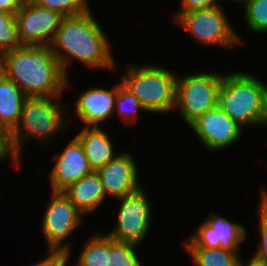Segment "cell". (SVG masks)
<instances>
[{"mask_svg":"<svg viewBox=\"0 0 267 266\" xmlns=\"http://www.w3.org/2000/svg\"><path fill=\"white\" fill-rule=\"evenodd\" d=\"M223 6V7H222ZM224 5L193 10L187 13H173V21L188 32L194 41L202 46H220L231 50L242 44V37L230 24Z\"/></svg>","mask_w":267,"mask_h":266,"instance_id":"cell-6","label":"cell"},{"mask_svg":"<svg viewBox=\"0 0 267 266\" xmlns=\"http://www.w3.org/2000/svg\"><path fill=\"white\" fill-rule=\"evenodd\" d=\"M0 72L17 84L26 97H58L70 89V78L50 45H22L4 53L0 57Z\"/></svg>","mask_w":267,"mask_h":266,"instance_id":"cell-2","label":"cell"},{"mask_svg":"<svg viewBox=\"0 0 267 266\" xmlns=\"http://www.w3.org/2000/svg\"><path fill=\"white\" fill-rule=\"evenodd\" d=\"M42 8L60 13L64 17L83 14L90 8L87 0H32Z\"/></svg>","mask_w":267,"mask_h":266,"instance_id":"cell-25","label":"cell"},{"mask_svg":"<svg viewBox=\"0 0 267 266\" xmlns=\"http://www.w3.org/2000/svg\"><path fill=\"white\" fill-rule=\"evenodd\" d=\"M139 245L118 242L110 238V254H109V266H142L137 255V248Z\"/></svg>","mask_w":267,"mask_h":266,"instance_id":"cell-23","label":"cell"},{"mask_svg":"<svg viewBox=\"0 0 267 266\" xmlns=\"http://www.w3.org/2000/svg\"><path fill=\"white\" fill-rule=\"evenodd\" d=\"M238 266H267V264L259 262L258 260L251 257L248 260H244V261L241 259Z\"/></svg>","mask_w":267,"mask_h":266,"instance_id":"cell-32","label":"cell"},{"mask_svg":"<svg viewBox=\"0 0 267 266\" xmlns=\"http://www.w3.org/2000/svg\"><path fill=\"white\" fill-rule=\"evenodd\" d=\"M207 216L193 235L183 241V246L240 251V245L247 239L245 225L232 222L217 213L211 212Z\"/></svg>","mask_w":267,"mask_h":266,"instance_id":"cell-11","label":"cell"},{"mask_svg":"<svg viewBox=\"0 0 267 266\" xmlns=\"http://www.w3.org/2000/svg\"><path fill=\"white\" fill-rule=\"evenodd\" d=\"M237 4L244 5V19L254 34L267 33V0H240Z\"/></svg>","mask_w":267,"mask_h":266,"instance_id":"cell-22","label":"cell"},{"mask_svg":"<svg viewBox=\"0 0 267 266\" xmlns=\"http://www.w3.org/2000/svg\"><path fill=\"white\" fill-rule=\"evenodd\" d=\"M189 127L211 152L230 148L241 138L243 128L217 105L194 120Z\"/></svg>","mask_w":267,"mask_h":266,"instance_id":"cell-12","label":"cell"},{"mask_svg":"<svg viewBox=\"0 0 267 266\" xmlns=\"http://www.w3.org/2000/svg\"><path fill=\"white\" fill-rule=\"evenodd\" d=\"M94 16L89 8L83 14L64 17L50 44L67 77L72 62L93 70L116 68L111 40Z\"/></svg>","mask_w":267,"mask_h":266,"instance_id":"cell-1","label":"cell"},{"mask_svg":"<svg viewBox=\"0 0 267 266\" xmlns=\"http://www.w3.org/2000/svg\"><path fill=\"white\" fill-rule=\"evenodd\" d=\"M260 198V206L258 207L259 219V236L261 237L257 246V251L251 254L250 257L258 260L259 262L267 264V190L262 187Z\"/></svg>","mask_w":267,"mask_h":266,"instance_id":"cell-26","label":"cell"},{"mask_svg":"<svg viewBox=\"0 0 267 266\" xmlns=\"http://www.w3.org/2000/svg\"><path fill=\"white\" fill-rule=\"evenodd\" d=\"M117 84L111 89L91 87L82 92L75 102V112L84 127L101 126L114 114Z\"/></svg>","mask_w":267,"mask_h":266,"instance_id":"cell-15","label":"cell"},{"mask_svg":"<svg viewBox=\"0 0 267 266\" xmlns=\"http://www.w3.org/2000/svg\"><path fill=\"white\" fill-rule=\"evenodd\" d=\"M184 75H177L174 111H179L178 114L189 126L218 105V92L224 73L206 70Z\"/></svg>","mask_w":267,"mask_h":266,"instance_id":"cell-7","label":"cell"},{"mask_svg":"<svg viewBox=\"0 0 267 266\" xmlns=\"http://www.w3.org/2000/svg\"><path fill=\"white\" fill-rule=\"evenodd\" d=\"M121 83L140 101L150 113L174 112L176 103L177 75L157 64H127Z\"/></svg>","mask_w":267,"mask_h":266,"instance_id":"cell-5","label":"cell"},{"mask_svg":"<svg viewBox=\"0 0 267 266\" xmlns=\"http://www.w3.org/2000/svg\"><path fill=\"white\" fill-rule=\"evenodd\" d=\"M75 137L83 147L89 167L95 172L118 155L109 134L102 126H83Z\"/></svg>","mask_w":267,"mask_h":266,"instance_id":"cell-16","label":"cell"},{"mask_svg":"<svg viewBox=\"0 0 267 266\" xmlns=\"http://www.w3.org/2000/svg\"><path fill=\"white\" fill-rule=\"evenodd\" d=\"M222 4V0H181L180 9L175 13H187L193 10H200Z\"/></svg>","mask_w":267,"mask_h":266,"instance_id":"cell-27","label":"cell"},{"mask_svg":"<svg viewBox=\"0 0 267 266\" xmlns=\"http://www.w3.org/2000/svg\"><path fill=\"white\" fill-rule=\"evenodd\" d=\"M25 98L18 85L0 72V123L10 132L19 123Z\"/></svg>","mask_w":267,"mask_h":266,"instance_id":"cell-18","label":"cell"},{"mask_svg":"<svg viewBox=\"0 0 267 266\" xmlns=\"http://www.w3.org/2000/svg\"><path fill=\"white\" fill-rule=\"evenodd\" d=\"M68 263V255L61 251H48L43 260L31 266H65Z\"/></svg>","mask_w":267,"mask_h":266,"instance_id":"cell-28","label":"cell"},{"mask_svg":"<svg viewBox=\"0 0 267 266\" xmlns=\"http://www.w3.org/2000/svg\"><path fill=\"white\" fill-rule=\"evenodd\" d=\"M0 144H13L11 132L0 123Z\"/></svg>","mask_w":267,"mask_h":266,"instance_id":"cell-31","label":"cell"},{"mask_svg":"<svg viewBox=\"0 0 267 266\" xmlns=\"http://www.w3.org/2000/svg\"><path fill=\"white\" fill-rule=\"evenodd\" d=\"M247 72L223 75L218 105L244 130L250 126L267 127V85Z\"/></svg>","mask_w":267,"mask_h":266,"instance_id":"cell-3","label":"cell"},{"mask_svg":"<svg viewBox=\"0 0 267 266\" xmlns=\"http://www.w3.org/2000/svg\"><path fill=\"white\" fill-rule=\"evenodd\" d=\"M96 172L103 184L106 198H123L142 187L137 162L130 150H125ZM130 152V153H129Z\"/></svg>","mask_w":267,"mask_h":266,"instance_id":"cell-13","label":"cell"},{"mask_svg":"<svg viewBox=\"0 0 267 266\" xmlns=\"http://www.w3.org/2000/svg\"><path fill=\"white\" fill-rule=\"evenodd\" d=\"M24 2L25 0H0V11L15 14Z\"/></svg>","mask_w":267,"mask_h":266,"instance_id":"cell-30","label":"cell"},{"mask_svg":"<svg viewBox=\"0 0 267 266\" xmlns=\"http://www.w3.org/2000/svg\"><path fill=\"white\" fill-rule=\"evenodd\" d=\"M21 46L15 14L0 11V57Z\"/></svg>","mask_w":267,"mask_h":266,"instance_id":"cell-24","label":"cell"},{"mask_svg":"<svg viewBox=\"0 0 267 266\" xmlns=\"http://www.w3.org/2000/svg\"><path fill=\"white\" fill-rule=\"evenodd\" d=\"M63 18L58 12L42 8L32 0H25L15 13L21 45H50Z\"/></svg>","mask_w":267,"mask_h":266,"instance_id":"cell-10","label":"cell"},{"mask_svg":"<svg viewBox=\"0 0 267 266\" xmlns=\"http://www.w3.org/2000/svg\"><path fill=\"white\" fill-rule=\"evenodd\" d=\"M196 266H238L241 251L222 248L184 247Z\"/></svg>","mask_w":267,"mask_h":266,"instance_id":"cell-20","label":"cell"},{"mask_svg":"<svg viewBox=\"0 0 267 266\" xmlns=\"http://www.w3.org/2000/svg\"><path fill=\"white\" fill-rule=\"evenodd\" d=\"M82 246L74 266H109L110 237L106 234L95 233Z\"/></svg>","mask_w":267,"mask_h":266,"instance_id":"cell-19","label":"cell"},{"mask_svg":"<svg viewBox=\"0 0 267 266\" xmlns=\"http://www.w3.org/2000/svg\"><path fill=\"white\" fill-rule=\"evenodd\" d=\"M58 153L52 158L55 164L49 176L51 192H63L75 181L93 172L83 147L75 136Z\"/></svg>","mask_w":267,"mask_h":266,"instance_id":"cell-14","label":"cell"},{"mask_svg":"<svg viewBox=\"0 0 267 266\" xmlns=\"http://www.w3.org/2000/svg\"><path fill=\"white\" fill-rule=\"evenodd\" d=\"M139 111H146L140 101L121 83L117 84L114 114L120 117L123 124H136ZM136 121V122H135Z\"/></svg>","mask_w":267,"mask_h":266,"instance_id":"cell-21","label":"cell"},{"mask_svg":"<svg viewBox=\"0 0 267 266\" xmlns=\"http://www.w3.org/2000/svg\"><path fill=\"white\" fill-rule=\"evenodd\" d=\"M63 193L83 215L98 210L106 199L103 184L95 171L75 181Z\"/></svg>","mask_w":267,"mask_h":266,"instance_id":"cell-17","label":"cell"},{"mask_svg":"<svg viewBox=\"0 0 267 266\" xmlns=\"http://www.w3.org/2000/svg\"><path fill=\"white\" fill-rule=\"evenodd\" d=\"M146 188L140 189L123 198L117 199L120 205L117 211V223L106 235L114 241L141 245L150 231L153 218V206Z\"/></svg>","mask_w":267,"mask_h":266,"instance_id":"cell-9","label":"cell"},{"mask_svg":"<svg viewBox=\"0 0 267 266\" xmlns=\"http://www.w3.org/2000/svg\"><path fill=\"white\" fill-rule=\"evenodd\" d=\"M51 197L41 219V233L43 234L47 251H61L71 258L70 241L67 240L76 229L83 226V214L64 195L63 192H51Z\"/></svg>","mask_w":267,"mask_h":266,"instance_id":"cell-8","label":"cell"},{"mask_svg":"<svg viewBox=\"0 0 267 266\" xmlns=\"http://www.w3.org/2000/svg\"><path fill=\"white\" fill-rule=\"evenodd\" d=\"M61 97L25 98L19 123L11 132L13 147L19 160L24 142L29 143L34 140L33 142L38 141L43 145L50 144L61 132L63 133L67 125H70Z\"/></svg>","mask_w":267,"mask_h":266,"instance_id":"cell-4","label":"cell"},{"mask_svg":"<svg viewBox=\"0 0 267 266\" xmlns=\"http://www.w3.org/2000/svg\"><path fill=\"white\" fill-rule=\"evenodd\" d=\"M223 1H225V0H223ZM226 1H231V2H235L236 4L240 1V0H226Z\"/></svg>","mask_w":267,"mask_h":266,"instance_id":"cell-33","label":"cell"},{"mask_svg":"<svg viewBox=\"0 0 267 266\" xmlns=\"http://www.w3.org/2000/svg\"><path fill=\"white\" fill-rule=\"evenodd\" d=\"M6 159L10 160L13 167L15 166L17 169L20 168L21 161L16 157L13 144H0V162L5 161Z\"/></svg>","mask_w":267,"mask_h":266,"instance_id":"cell-29","label":"cell"}]
</instances>
